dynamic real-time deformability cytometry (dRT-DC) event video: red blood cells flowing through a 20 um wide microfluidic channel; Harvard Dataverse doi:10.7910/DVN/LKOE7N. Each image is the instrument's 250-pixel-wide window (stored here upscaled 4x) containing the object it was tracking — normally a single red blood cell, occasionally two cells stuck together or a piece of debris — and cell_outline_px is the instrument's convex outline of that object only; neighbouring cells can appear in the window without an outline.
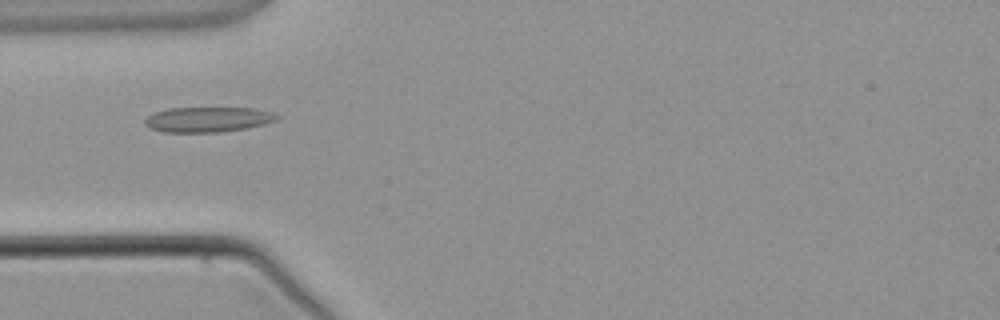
{"species": "common noctule bat (a hibernating species)", "species_latin": "Nyctalus noctula", "temperature_condition": "warm", "stored_images_in_passage": 4, "camera_frame_rate_fps": 3000, "um_per_image_px": 0.085, "animal": {"sex": "male", "body_mass_g": 21.5, "forearm_length_mm": 52.0}, "frame": {"image": 1, "passage_image": 4, "time_ms": 3.333, "image_size_px": [1000, 320], "cell_outline_px": [[280, 116], [276, 120], [264, 124], [248, 128], [220, 132], [164, 132], [148, 128], [144, 124], [144, 120], [148, 116], [156, 112], [168, 108], [256, 108], [272, 112]], "centroid_in_image_um": [17.67, 10.16], "position_along_channel_um": 67.3, "area_um2": 19.42}}